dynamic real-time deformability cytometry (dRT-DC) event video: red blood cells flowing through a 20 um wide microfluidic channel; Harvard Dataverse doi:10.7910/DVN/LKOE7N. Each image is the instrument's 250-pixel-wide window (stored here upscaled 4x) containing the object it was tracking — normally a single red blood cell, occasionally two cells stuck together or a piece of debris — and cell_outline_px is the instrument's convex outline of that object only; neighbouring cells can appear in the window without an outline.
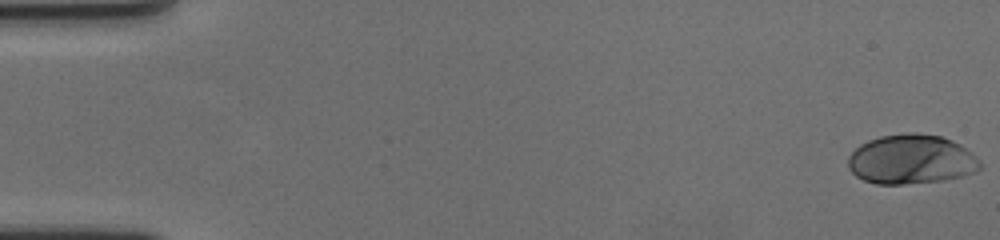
{"species": "human", "species_latin": "Homo sapiens", "temperature_condition": "cold", "stored_images_in_passage": 60, "camera_frame_rate_fps": 3000, "um_per_image_px": 0.085, "donor": {"sex": "female"}, "frame": {"image": 1, "passage_image": 1, "time_ms": 0.0, "image_size_px": [1000, 240], "cell_outline_px": [[980, 168], [976, 172], [944, 180], [904, 184], [876, 184], [864, 180], [856, 176], [848, 168], [848, 156], [860, 144], [868, 140], [880, 136], [908, 132], [916, 132], [940, 136], [952, 140], [960, 144], [972, 152], [980, 160]], "centroid_in_image_um": [77.45, 13.54], "position_along_channel_um": 7.5, "area_um2": 38.26}}
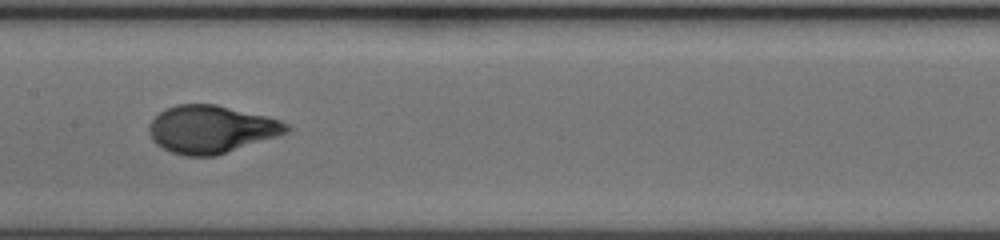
{"frame": {"image": 2, "passage_image": 31, "time_ms": 10.0, "image_size_px": [1000, 240], "cell_outline_px": [[292, 128], [288, 132], [216, 156], [184, 156], [172, 152], [156, 144], [152, 140], [148, 132], [148, 124], [164, 108], [176, 104], [216, 104], [268, 116], [280, 120], [288, 124]], "centroid_in_image_um": [17.93, 10.98], "position_along_channel_um": 189.5, "area_um2": 38.32}}
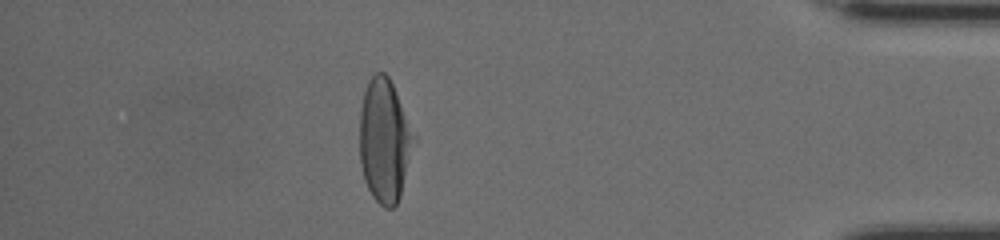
{"frame": {"image": 3, "passage_image": 53, "time_ms": 17.333, "image_size_px": [1000, 240], "cell_outline_px": [[416, 136], [400, 196], [396, 204], [392, 208], [384, 208], [372, 196], [364, 180], [360, 164], [360, 108], [364, 92], [368, 80], [376, 72], [384, 72], [388, 76], [392, 84]], "centroid_in_image_um": [32.67, 11.95], "position_along_channel_um": 402.5, "area_um2": 38.84}, "authors_computed_cell_mechanics": {"area_um2": 38.2347, "velocity_mm_per_s": 3.4796, "shape_relaxation_time_tau1_ms": 3.7454, "shape_relaxation_time_tau2_ms": null, "deformation_change_tau1": 0.2063, "deformation_change_tau2": null}}